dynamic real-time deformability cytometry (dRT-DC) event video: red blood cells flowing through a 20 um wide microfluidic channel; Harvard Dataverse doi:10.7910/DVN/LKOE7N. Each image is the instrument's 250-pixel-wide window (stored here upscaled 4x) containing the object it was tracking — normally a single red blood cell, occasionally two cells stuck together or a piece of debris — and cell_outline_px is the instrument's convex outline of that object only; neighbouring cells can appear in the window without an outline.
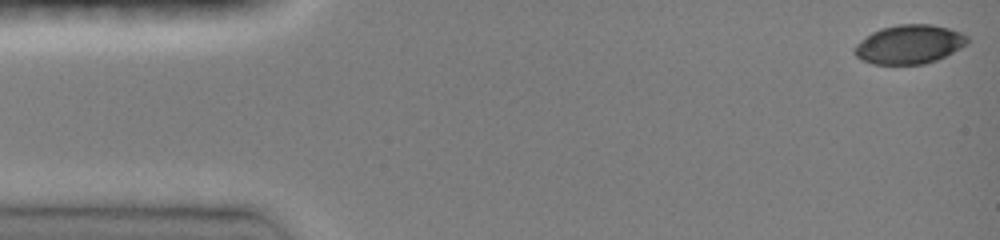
{"species": "common noctule bat (a hibernating species)", "species_latin": "Nyctalus noctula", "temperature_condition": "room temperature", "stored_images_in_passage": 45, "camera_frame_rate_fps": 3000, "um_per_image_px": 0.085, "animal": {"sex": "female", "body_mass_g": 19.0, "forearm_length_mm": 51.5}, "frame": {"image": 1, "passage_image": 1, "time_ms": 0.0, "image_size_px": [1000, 240], "cell_outline_px": [[968, 44], [936, 60], [924, 64], [872, 64], [860, 60], [852, 52], [852, 48], [860, 40], [872, 32], [880, 28], [896, 24], [932, 24], [948, 28], [960, 32], [968, 36]], "centroid_in_image_um": [77.24, 3.76], "position_along_channel_um": 7.8, "area_um2": 25.84}}
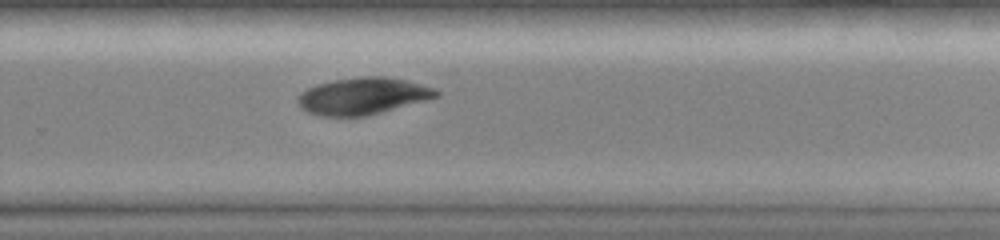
{"frame": {"image": 2, "passage_image": 31, "time_ms": 10.0, "image_size_px": [1000, 240], "cell_outline_px": [[440, 96], [380, 112], [364, 116], [320, 116], [308, 112], [300, 108], [296, 100], [296, 96], [300, 92], [316, 84], [332, 80], [364, 76], [384, 76], [404, 80], [436, 88], [440, 92]], "centroid_in_image_um": [30.79, 8.16], "position_along_channel_um": 299.0, "area_um2": 29.71}}
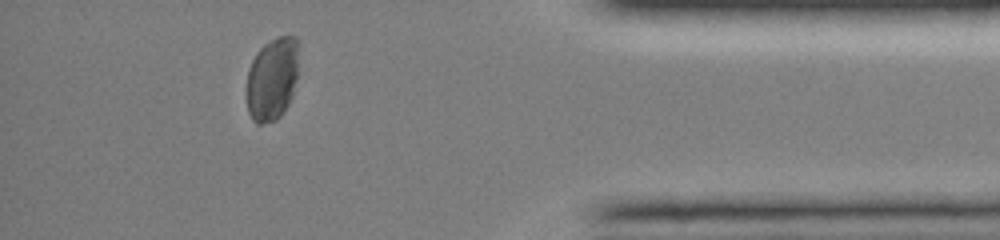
{"frame": {"image": 3, "passage_image": 41, "time_ms": 13.333, "image_size_px": [1000, 240], "cell_outline_px": [[300, 44], [296, 76], [292, 96], [288, 104], [280, 116], [276, 120], [260, 124], [256, 124], [252, 120], [248, 112], [248, 72], [252, 60], [260, 48], [264, 44], [276, 36], [296, 36], [300, 40]], "centroid_in_image_um": [23.17, 6.67], "position_along_channel_um": 412.0, "area_um2": 25.32}, "authors_computed_cell_mechanics": {"area_um2": 29.5358, "velocity_mm_per_s": 4.1037, "shape_relaxation_time_tau1_ms": 3.4434, "shape_relaxation_time_tau2_ms": null, "deformation_change_tau1": 0.1172, "deformation_change_tau2": null}}